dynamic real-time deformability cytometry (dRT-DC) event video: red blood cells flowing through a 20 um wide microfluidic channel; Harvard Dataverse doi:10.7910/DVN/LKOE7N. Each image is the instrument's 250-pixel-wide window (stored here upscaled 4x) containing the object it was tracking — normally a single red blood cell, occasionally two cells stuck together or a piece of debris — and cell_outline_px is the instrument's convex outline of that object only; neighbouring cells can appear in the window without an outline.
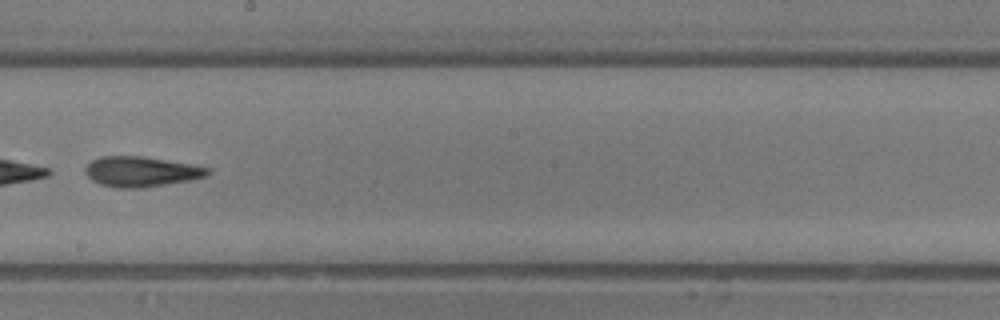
{"species": "common noctule bat (a hibernating species)", "species_latin": "Nyctalus noctula", "temperature_condition": "room temperature", "stored_images_in_passage": 31, "camera_frame_rate_fps": 3000, "um_per_image_px": 0.085, "animal": {"sex": "male", "body_mass_g": 13.3}, "frame": {"image": 1, "passage_image": 18, "time_ms": 5.667, "image_size_px": [1000, 320], "cell_outline_px": [[212, 172], [208, 176], [192, 180], [140, 188], [116, 188], [100, 184], [92, 180], [84, 172], [84, 168], [92, 160], [100, 156], [140, 156], [192, 164], [212, 168]], "centroid_in_image_um": [12.03, 14.59], "position_along_channel_um": 236.2, "area_um2": 21.73}, "authors_computed_cell_mechanics": {"area_um2": 21.0392, "velocity_mm_per_s": 4.8496, "shape_relaxation_time_tau1_ms": 4.7961, "shape_relaxation_time_tau2_ms": 7.1024, "deformation_change_tau1": 0.1799, "deformation_change_tau2": 0.2473}}